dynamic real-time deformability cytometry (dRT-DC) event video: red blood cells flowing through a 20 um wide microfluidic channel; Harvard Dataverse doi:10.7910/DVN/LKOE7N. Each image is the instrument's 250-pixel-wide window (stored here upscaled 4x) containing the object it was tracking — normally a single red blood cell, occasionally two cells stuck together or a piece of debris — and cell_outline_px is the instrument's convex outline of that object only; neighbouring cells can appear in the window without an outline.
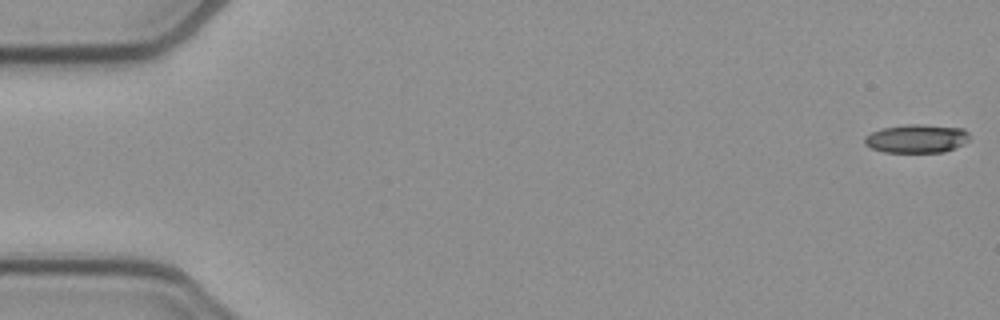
{"species": "common noctule bat (a hibernating species)", "species_latin": "Nyctalus noctula", "temperature_condition": "cold", "stored_images_in_passage": 53, "camera_frame_rate_fps": 3000, "um_per_image_px": 0.085, "animal": {"sex": "female", "body_mass_g": 21.9}, "frame": {"image": 1, "passage_image": 1, "time_ms": 0.0, "image_size_px": [1000, 320], "cell_outline_px": [[968, 140], [964, 144], [944, 152], [884, 152], [872, 148], [864, 144], [864, 136], [880, 128], [908, 124], [924, 124], [964, 128], [968, 132]], "centroid_in_image_um": [77.91, 11.77], "position_along_channel_um": 7.1, "area_um2": 17.57}}
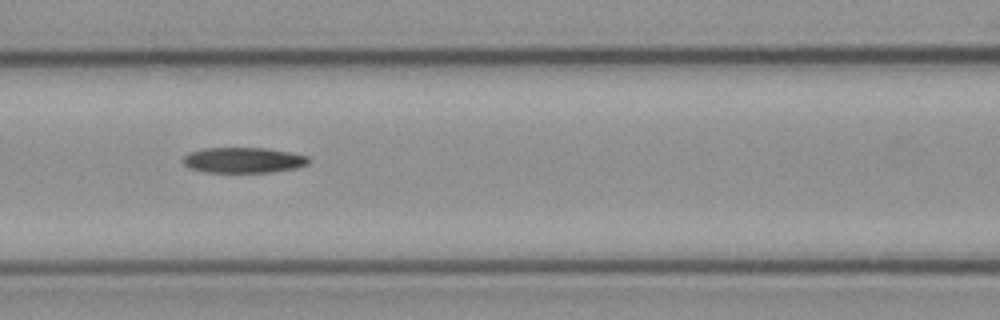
{"frame": {"image": 2, "passage_image": 23, "time_ms": 7.333, "image_size_px": [1000, 320], "cell_outline_px": [[308, 164], [296, 168], [272, 172], [204, 172], [188, 168], [184, 164], [184, 156], [188, 152], [204, 148], [268, 148], [308, 156]], "centroid_in_image_um": [20.66, 13.61], "position_along_channel_um": 145.9, "area_um2": 18.67}}
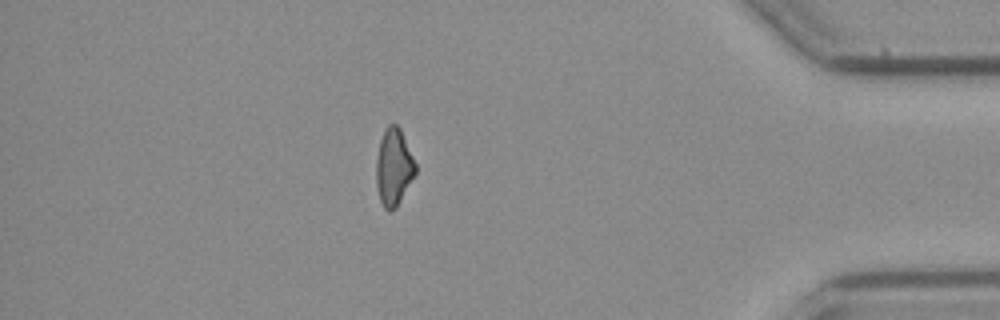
{"frame": {"image": 3, "passage_image": 46, "time_ms": 15.0, "image_size_px": [1000, 320], "cell_outline_px": [[416, 172], [396, 208], [392, 212], [388, 212], [384, 208], [380, 200], [376, 184], [376, 160], [380, 140], [384, 128], [388, 124], [396, 124], [400, 128], [416, 164]], "centroid_in_image_um": [33.45, 14.21], "position_along_channel_um": 401.8, "area_um2": 17.63}, "authors_computed_cell_mechanics": {"area_um2": 18.496, "velocity_mm_per_s": 3.891, "shape_relaxation_time_tau1_ms": null, "shape_relaxation_time_tau2_ms": 7.2512, "deformation_change_tau1": null, "deformation_change_tau2": 0.1918}}